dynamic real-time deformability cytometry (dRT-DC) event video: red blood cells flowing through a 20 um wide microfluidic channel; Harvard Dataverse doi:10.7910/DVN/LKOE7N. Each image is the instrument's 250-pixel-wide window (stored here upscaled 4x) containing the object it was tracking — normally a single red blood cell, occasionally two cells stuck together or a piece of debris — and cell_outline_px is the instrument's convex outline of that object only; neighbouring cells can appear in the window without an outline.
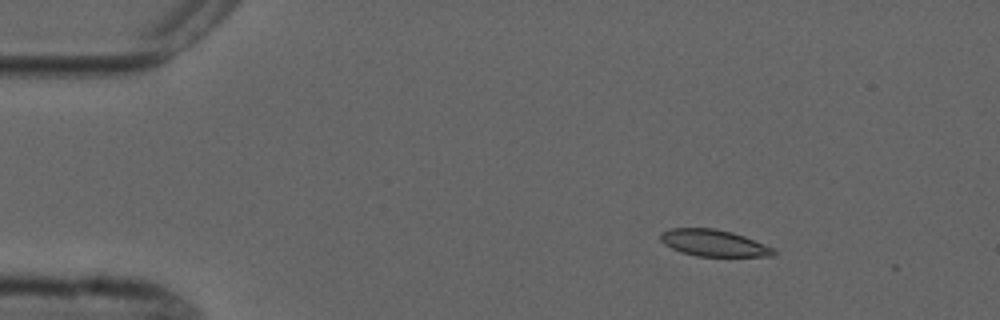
{"species": "common noctule bat (a hibernating species)", "species_latin": "Nyctalus noctula", "temperature_condition": "cold", "stored_images_in_passage": 5, "camera_frame_rate_fps": 3000, "um_per_image_px": 0.085, "animal": {"sex": "male", "forearm_length_mm": 52.5}, "frame": {"image": 1, "passage_image": 3, "time_ms": 2.0, "image_size_px": [1000, 320], "cell_outline_px": [[776, 252], [772, 256], [696, 256], [680, 252], [664, 244], [660, 240], [660, 232], [672, 228], [716, 228], [732, 232], [744, 236], [776, 248]], "centroid_in_image_um": [60.66, 20.65], "position_along_channel_um": 24.3, "area_um2": 17.69}}
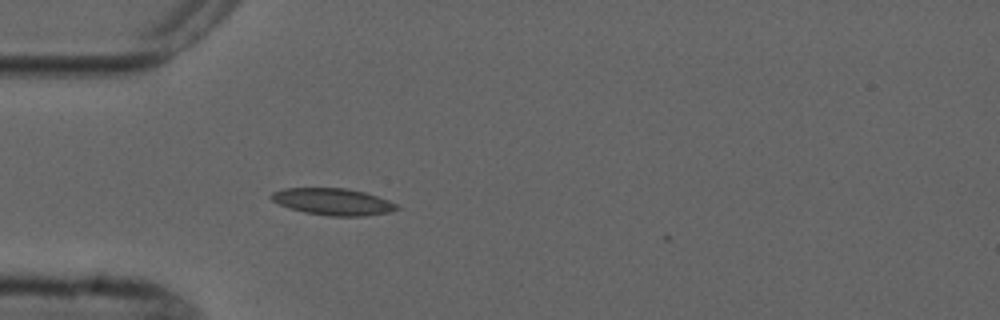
{"frame": {"image": 2, "passage_image": 5, "time_ms": 4.667, "image_size_px": [1000, 320], "cell_outline_px": [[400, 208], [388, 212], [364, 216], [328, 216], [304, 212], [280, 204], [272, 200], [268, 196], [272, 192], [284, 188], [344, 188], [364, 192], [388, 200], [396, 204]], "centroid_in_image_um": [28.28, 17.14], "position_along_channel_um": 56.7, "area_um2": 19.42}}